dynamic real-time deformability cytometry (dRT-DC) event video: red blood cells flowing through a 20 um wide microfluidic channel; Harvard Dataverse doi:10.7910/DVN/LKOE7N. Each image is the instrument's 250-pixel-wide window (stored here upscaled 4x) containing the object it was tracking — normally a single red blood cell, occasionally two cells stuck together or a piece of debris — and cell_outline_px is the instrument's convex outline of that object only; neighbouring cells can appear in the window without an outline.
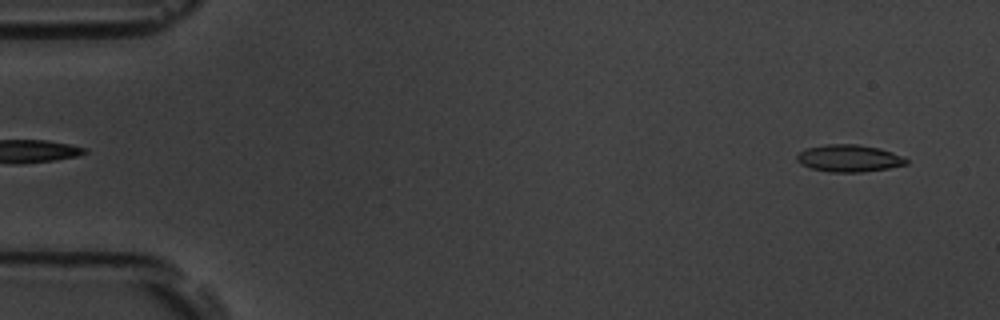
{"species": "common noctule bat (a hibernating species)", "species_latin": "Nyctalus noctula", "temperature_condition": "room temperature", "stored_images_in_passage": 56, "camera_frame_rate_fps": 3000, "um_per_image_px": 0.085, "animal": {"sex": "male", "body_mass_g": 19.5, "forearm_length_mm": 54.6}, "frame": {"image": 1, "passage_image": 3, "time_ms": 0.667, "image_size_px": [1000, 320], "cell_outline_px": [[908, 164], [888, 168], [860, 172], [828, 172], [812, 168], [800, 164], [796, 160], [796, 156], [804, 148], [828, 144], [856, 144], [880, 148], [904, 156], [908, 160]], "centroid_in_image_um": [72.16, 13.45], "position_along_channel_um": 12.8, "area_um2": 17.4}}
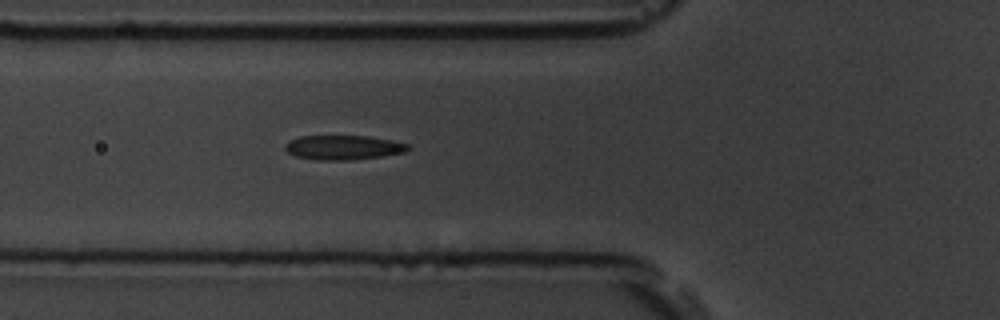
{"frame": {"image": 2, "passage_image": 20, "time_ms": 6.333, "image_size_px": [1000, 320], "cell_outline_px": [[412, 148], [404, 152], [380, 156], [348, 160], [312, 160], [296, 156], [288, 152], [284, 148], [284, 144], [288, 140], [300, 136], [368, 136], [392, 140], [408, 144]], "centroid_in_image_um": [29.14, 12.53], "position_along_channel_um": 96.7, "area_um2": 17.57}}
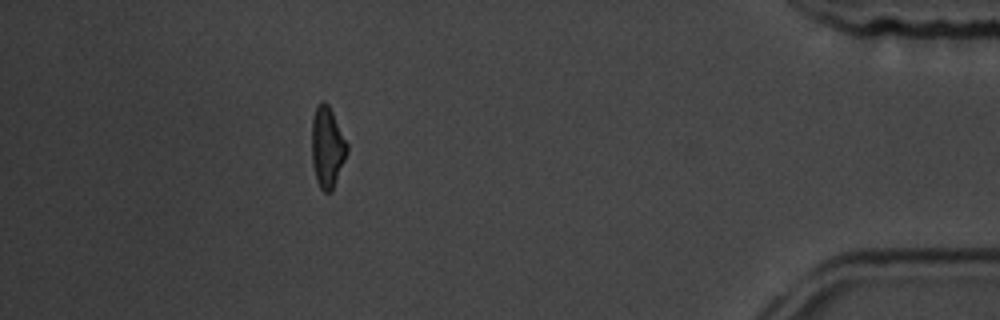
{"frame": {"image": 3, "passage_image": 50, "time_ms": 16.333, "image_size_px": [1000, 320], "cell_outline_px": [[348, 152], [332, 188], [328, 192], [324, 192], [320, 188], [316, 180], [312, 164], [312, 120], [316, 108], [320, 100], [324, 100], [328, 104], [348, 144]], "centroid_in_image_um": [27.8, 12.48], "position_along_channel_um": 407.4, "area_um2": 16.42}, "authors_computed_cell_mechanics": {"area_um2": 17.4267, "velocity_mm_per_s": 3.6274, "shape_relaxation_time_tau1_ms": 5.9357, "shape_relaxation_time_tau2_ms": 2.4911, "deformation_change_tau1": 0.164, "deformation_change_tau2": 0.0893}}